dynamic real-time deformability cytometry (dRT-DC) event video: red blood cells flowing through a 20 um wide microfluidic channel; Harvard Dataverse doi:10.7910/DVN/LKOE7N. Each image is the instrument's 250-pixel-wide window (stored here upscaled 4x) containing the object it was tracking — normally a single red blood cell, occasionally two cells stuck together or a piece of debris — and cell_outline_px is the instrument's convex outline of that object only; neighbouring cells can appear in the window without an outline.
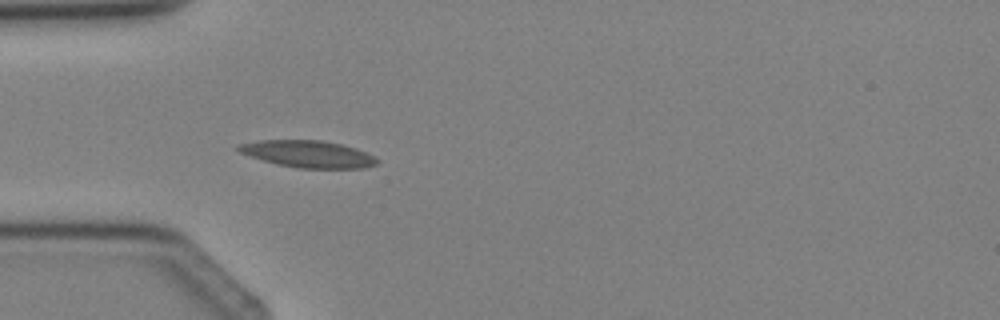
{"species": "Egyptian fruit bat (a non-hibernating species)", "species_latin": "Rousettus aegyptiacus", "temperature_condition": "cold", "stored_images_in_passage": 3, "camera_frame_rate_fps": 3000, "um_per_image_px": 0.085, "animal": {"sex": "female"}, "frame": {"image": 1, "passage_image": 3, "time_ms": 2.333, "image_size_px": [1000, 320], "cell_outline_px": [[380, 160], [376, 164], [364, 168], [300, 168], [276, 164], [240, 152], [236, 148], [236, 144], [260, 140], [320, 140], [340, 144], [356, 148]], "centroid_in_image_um": [26.17, 13.08], "position_along_channel_um": 58.8, "area_um2": 21.56}}